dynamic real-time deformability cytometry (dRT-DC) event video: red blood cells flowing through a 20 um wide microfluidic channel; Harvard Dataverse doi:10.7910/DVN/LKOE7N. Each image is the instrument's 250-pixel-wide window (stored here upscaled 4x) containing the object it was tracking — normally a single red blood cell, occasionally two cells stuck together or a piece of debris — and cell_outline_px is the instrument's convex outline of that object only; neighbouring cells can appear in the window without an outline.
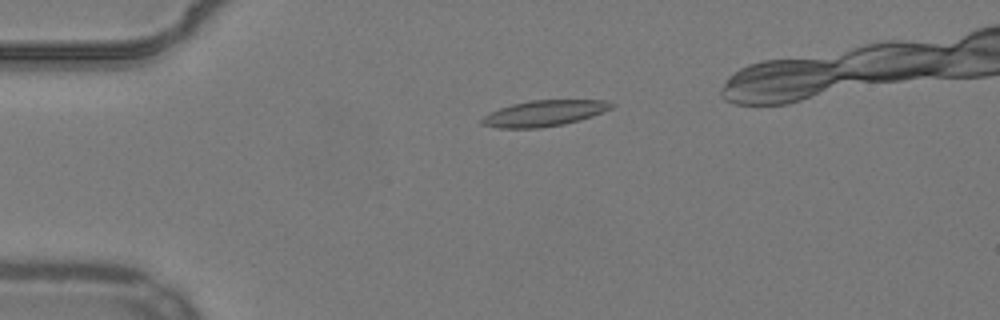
{"species": "common noctule bat (a hibernating species)", "species_latin": "Nyctalus noctula", "temperature_condition": "warm", "stored_images_in_passage": 48, "camera_frame_rate_fps": 3000, "um_per_image_px": 0.085, "animal": {"sex": "male", "body_mass_g": 19.2, "forearm_length_mm": 51.8}, "frame": {"image": 1, "passage_image": 12, "time_ms": 3.667, "image_size_px": [1000, 320], "cell_outline_px": [[616, 104], [612, 108], [592, 116], [580, 120], [564, 124], [540, 128], [500, 128], [480, 124], [480, 120], [484, 116], [500, 108], [512, 104], [528, 100], [604, 100]], "centroid_in_image_um": [46.26, 9.63], "position_along_channel_um": 38.7, "area_um2": 19.54}}
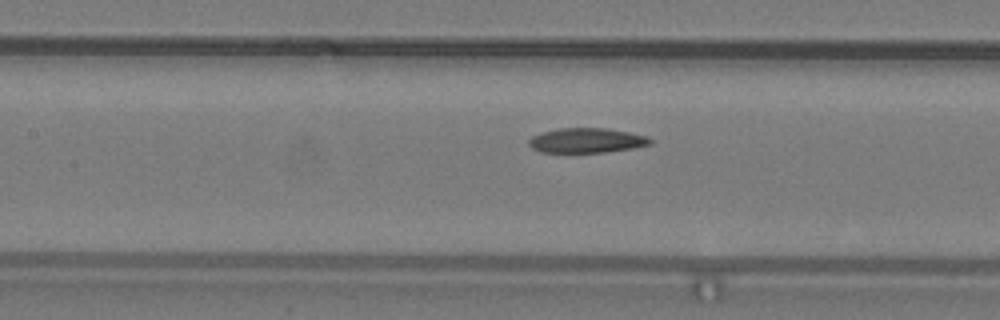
{"frame": {"image": 2, "passage_image": 24, "time_ms": 7.667, "image_size_px": [1000, 320], "cell_outline_px": [[652, 144], [632, 148], [604, 152], [540, 152], [532, 148], [528, 144], [528, 140], [532, 136], [544, 132], [560, 128], [608, 128], [628, 132], [644, 136], [652, 140]], "centroid_in_image_um": [49.84, 11.94], "position_along_channel_um": 157.6, "area_um2": 17.34}}
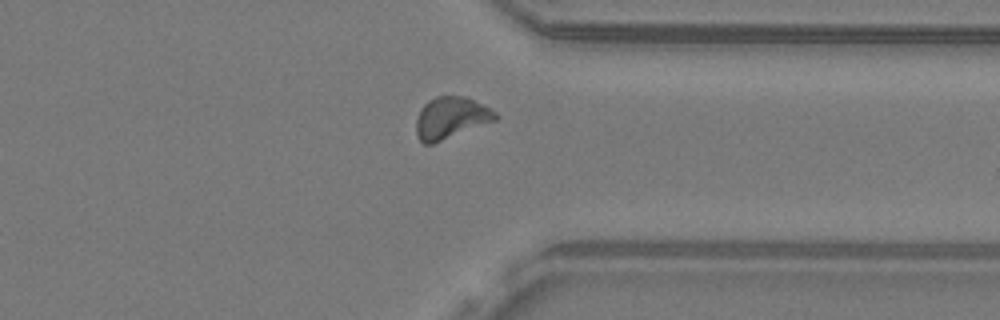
{"frame": {"image": 3, "passage_image": 41, "time_ms": 13.333, "image_size_px": [1000, 320], "cell_outline_px": [[500, 116], [496, 120], [432, 144], [424, 144], [416, 136], [416, 120], [420, 108], [428, 100], [436, 96], [464, 96], [496, 112]], "centroid_in_image_um": [38.29, 10.02], "position_along_channel_um": 373.1, "area_um2": 19.13}, "authors_computed_cell_mechanics": {"area_um2": 18.6983, "velocity_mm_per_s": 3.8495, "shape_relaxation_time_tau1_ms": null, "shape_relaxation_time_tau2_ms": 4.5725, "deformation_change_tau1": null, "deformation_change_tau2": 0.1092}}